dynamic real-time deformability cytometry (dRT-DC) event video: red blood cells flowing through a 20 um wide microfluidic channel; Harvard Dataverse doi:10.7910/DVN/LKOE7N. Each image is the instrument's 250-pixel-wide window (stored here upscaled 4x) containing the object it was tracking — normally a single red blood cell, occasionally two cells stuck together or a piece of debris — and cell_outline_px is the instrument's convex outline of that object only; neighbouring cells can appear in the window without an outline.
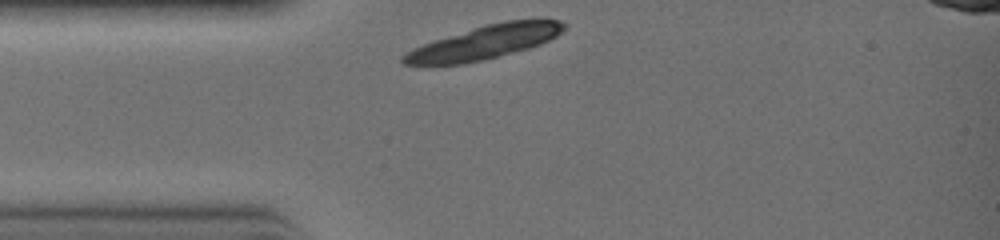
{"species": "common noctule bat (a hibernating species)", "species_latin": "Nyctalus noctula", "temperature_condition": "warm", "stored_images_in_passage": 20, "camera_frame_rate_fps": 3000, "um_per_image_px": 0.085, "animal": {"sex": "female", "body_mass_g": 19.0, "forearm_length_mm": 51.5}, "frame": {"image": 1, "passage_image": 1, "time_ms": 0.0, "image_size_px": [1000, 240], "cell_outline_px": [[564, 28], [556, 36], [540, 44], [528, 48], [484, 60], [464, 64], [404, 64], [400, 60], [400, 56], [412, 48], [484, 24], [504, 20], [560, 20], [564, 24]], "centroid_in_image_um": [41.16, 3.6], "position_along_channel_um": 43.8, "area_um2": 30.98}}